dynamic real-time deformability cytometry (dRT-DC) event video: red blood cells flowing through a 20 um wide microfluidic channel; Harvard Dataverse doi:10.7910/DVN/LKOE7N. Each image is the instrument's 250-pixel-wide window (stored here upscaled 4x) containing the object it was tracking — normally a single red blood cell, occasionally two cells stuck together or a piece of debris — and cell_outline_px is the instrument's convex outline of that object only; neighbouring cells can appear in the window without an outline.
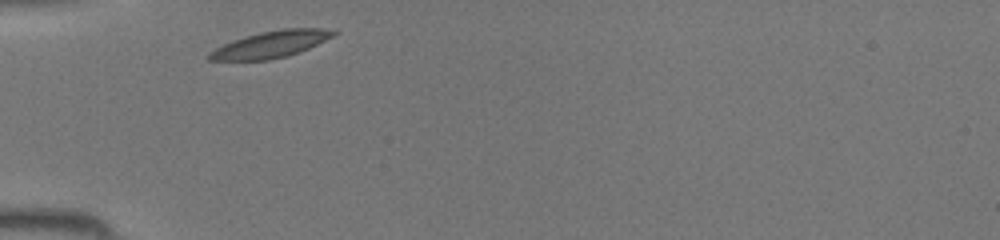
{"species": "common noctule bat (a hibernating species)", "species_latin": "Nyctalus noctula", "temperature_condition": "room temperature", "stored_images_in_passage": 25, "camera_frame_rate_fps": 3000, "um_per_image_px": 0.085, "animal": {"sex": "female", "body_mass_g": 19.5, "forearm_length_mm": 54.1}, "frame": {"image": 1, "passage_image": 1, "time_ms": 0.0, "image_size_px": [1000, 240], "cell_outline_px": [[340, 32], [300, 52], [288, 56], [268, 60], [208, 60], [204, 56], [208, 52], [232, 40], [244, 36], [260, 32], [284, 28], [320, 28]], "centroid_in_image_um": [22.96, 3.77], "position_along_channel_um": 62.0, "area_um2": 19.31}}
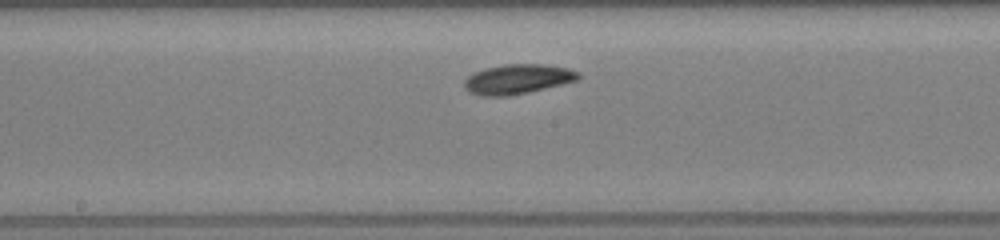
{"frame": {"image": 2, "passage_image": 11, "time_ms": 3.333, "image_size_px": [1000, 240], "cell_outline_px": [[580, 76], [576, 80], [528, 92], [508, 96], [480, 96], [468, 92], [464, 88], [464, 80], [472, 72], [504, 64], [544, 64], [568, 68], [580, 72]], "centroid_in_image_um": [43.95, 6.72], "position_along_channel_um": 204.3, "area_um2": 19.71}}
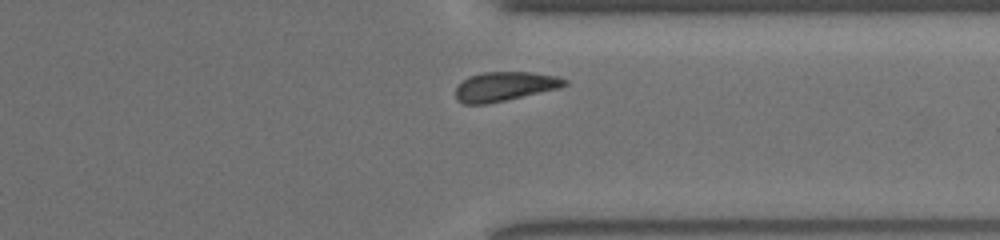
{"frame": {"image": 3, "passage_image": 22, "time_ms": 7.0, "image_size_px": [1000, 240], "cell_outline_px": [[568, 84], [560, 88], [504, 100], [484, 104], [464, 104], [456, 100], [456, 88], [468, 76], [484, 72], [532, 72], [556, 76], [568, 80]], "centroid_in_image_um": [42.91, 7.34], "position_along_channel_um": 368.5, "area_um2": 18.44}}